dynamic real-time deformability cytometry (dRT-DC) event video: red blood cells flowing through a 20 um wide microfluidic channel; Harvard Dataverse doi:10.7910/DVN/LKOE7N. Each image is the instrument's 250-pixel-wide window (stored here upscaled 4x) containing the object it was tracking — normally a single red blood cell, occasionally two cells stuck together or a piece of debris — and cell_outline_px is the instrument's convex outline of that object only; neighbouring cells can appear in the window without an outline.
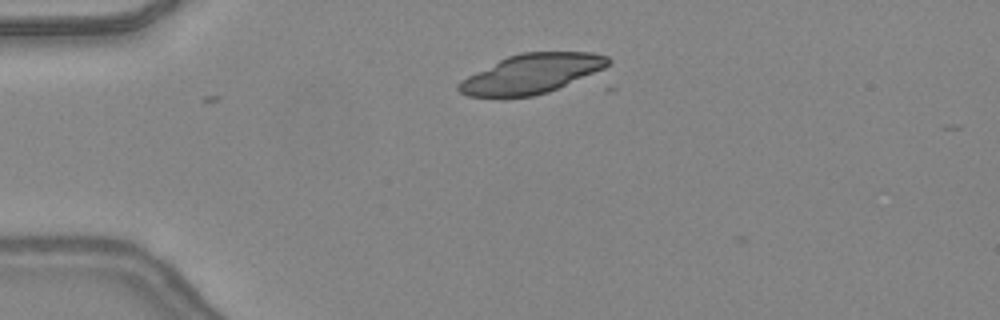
{"species": "common noctule bat (a hibernating species)", "species_latin": "Nyctalus noctula", "temperature_condition": "warm", "stored_images_in_passage": 4, "camera_frame_rate_fps": 3000, "um_per_image_px": 0.085, "animal": {"sex": "female", "body_mass_g": 24.6, "forearm_length_mm": 56.2}, "frame": {"image": 1, "passage_image": 3, "time_ms": 0.667, "image_size_px": [1000, 320], "cell_outline_px": [[612, 60], [604, 68], [548, 92], [532, 96], [468, 96], [460, 92], [456, 88], [456, 84], [460, 80], [508, 56], [520, 52], [592, 52], [608, 56]], "centroid_in_image_um": [45.18, 6.25], "position_along_channel_um": 39.8, "area_um2": 33.76}}